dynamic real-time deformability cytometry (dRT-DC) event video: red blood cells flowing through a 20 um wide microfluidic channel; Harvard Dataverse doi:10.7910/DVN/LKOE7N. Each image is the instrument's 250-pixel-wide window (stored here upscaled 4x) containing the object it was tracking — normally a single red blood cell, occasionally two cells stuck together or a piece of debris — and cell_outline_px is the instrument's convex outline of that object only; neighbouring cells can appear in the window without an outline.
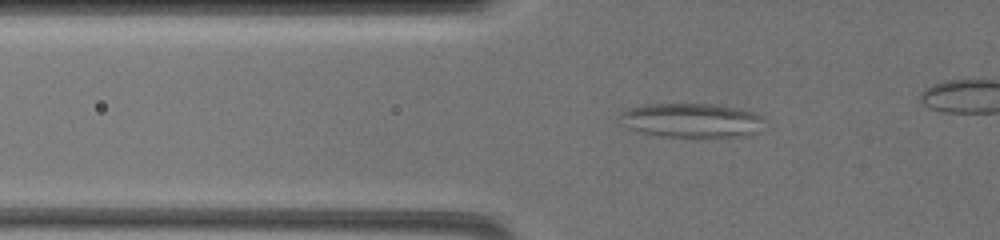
{"species": "common noctule bat (a hibernating species)", "species_latin": "Nyctalus noctula", "temperature_condition": "warm", "stored_images_in_passage": 56, "segment_of_instrument_passage": [1, 2], "camera_frame_rate_fps": 3000, "um_per_image_px": 0.085, "animal": {"sex": "female", "body_mass_g": 19.5, "forearm_length_mm": 54.1}, "frame": {"image": 1, "passage_image": 17, "time_ms": 5.0, "image_size_px": [1000, 240], "cell_outline_px": [[764, 116], [756, 132], [744, 136], [692, 140], [660, 136], [636, 132], [616, 124], [616, 116], [620, 112], [628, 108], [644, 104], [712, 104], [744, 108]], "centroid_in_image_um": [58.66, 10.27], "position_along_channel_um": 67.1, "area_um2": 30.58}}
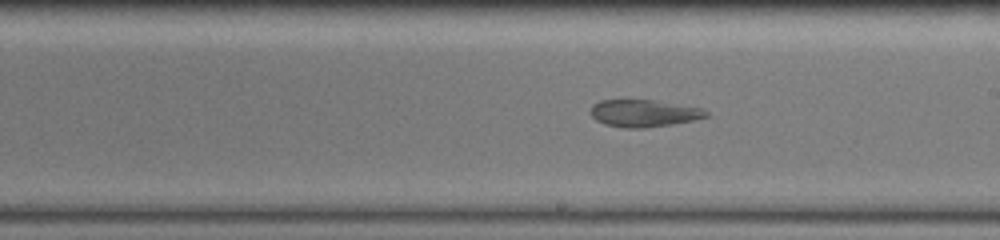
{"frame": {"image": 2, "passage_image": 35, "time_ms": 10.0, "image_size_px": [1000, 240], "cell_outline_px": [[708, 116], [692, 120], [672, 124], [644, 128], [624, 128], [604, 124], [596, 120], [588, 112], [592, 104], [600, 100], [656, 100], [704, 108], [708, 112]], "centroid_in_image_um": [54.7, 9.62], "position_along_channel_um": 234.3, "area_um2": 18.5}}
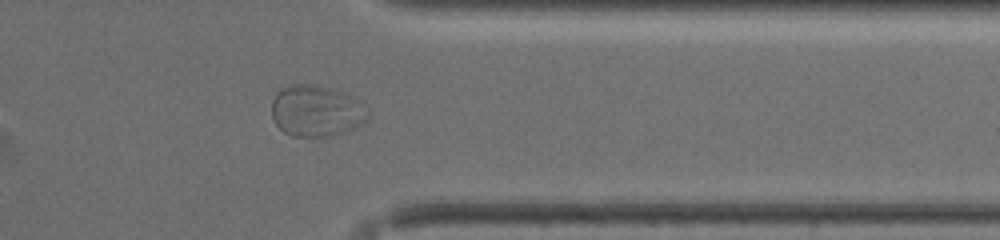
{"frame": {"image": 3, "passage_image": 50, "time_ms": 14.333, "image_size_px": [1000, 240], "cell_outline_px": [[368, 116], [356, 128], [332, 136], [292, 136], [284, 132], [276, 124], [272, 116], [272, 100], [276, 92], [280, 88], [288, 84], [312, 84], [332, 88], [344, 92], [360, 100], [368, 108]], "centroid_in_image_um": [26.89, 9.4], "position_along_channel_um": 384.5, "area_um2": 29.13}}